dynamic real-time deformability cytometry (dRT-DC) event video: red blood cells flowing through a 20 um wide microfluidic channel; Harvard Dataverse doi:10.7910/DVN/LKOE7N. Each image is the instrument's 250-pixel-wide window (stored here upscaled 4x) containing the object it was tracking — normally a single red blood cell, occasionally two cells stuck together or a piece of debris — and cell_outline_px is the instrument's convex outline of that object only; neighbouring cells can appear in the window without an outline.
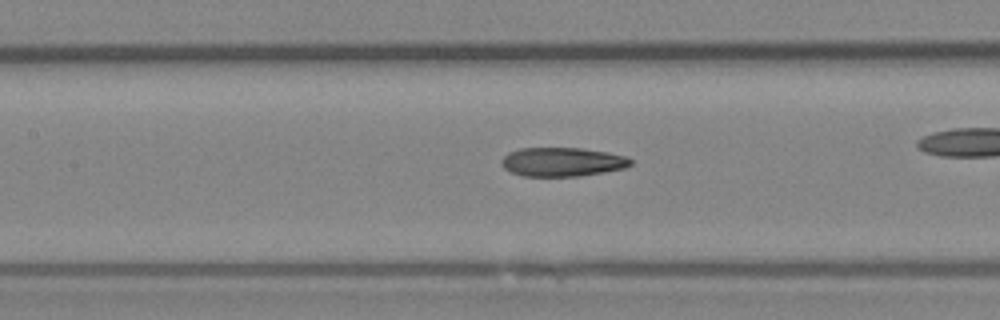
{"species": "Egyptian fruit bat (a non-hibernating species)", "species_latin": "Rousettus aegyptiacus", "temperature_condition": "room temperature", "stored_images_in_passage": 40, "camera_frame_rate_fps": 3000, "um_per_image_px": 0.085, "animal": {"sex": "female"}, "frame": {"image": 1, "passage_image": 23, "time_ms": 7.333, "image_size_px": [1000, 320], "cell_outline_px": [[632, 164], [624, 168], [604, 172], [580, 176], [520, 176], [504, 168], [500, 164], [500, 160], [508, 152], [520, 148], [580, 148], [608, 152], [628, 156], [632, 160]], "centroid_in_image_um": [47.79, 13.76], "position_along_channel_um": 159.6, "area_um2": 21.96}}